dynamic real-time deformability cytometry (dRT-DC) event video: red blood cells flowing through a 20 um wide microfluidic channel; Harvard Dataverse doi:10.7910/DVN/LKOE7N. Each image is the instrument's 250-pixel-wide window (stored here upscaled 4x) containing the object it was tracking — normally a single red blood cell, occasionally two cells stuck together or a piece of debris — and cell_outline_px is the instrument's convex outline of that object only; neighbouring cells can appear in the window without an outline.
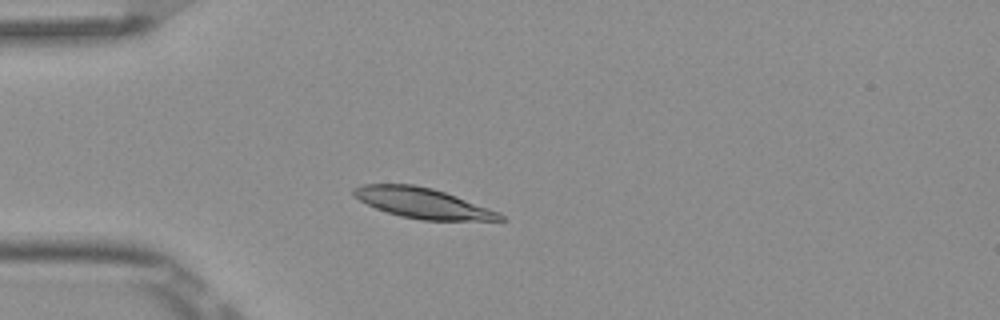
{"species": "Egyptian fruit bat (a non-hibernating species)", "species_latin": "Rousettus aegyptiacus", "temperature_condition": "room temperature", "stored_images_in_passage": 2, "camera_frame_rate_fps": 3000, "um_per_image_px": 0.085, "frame": {"image": 1, "passage_image": 2, "time_ms": 0.333, "image_size_px": [1000, 320], "cell_outline_px": [[504, 220], [424, 220], [400, 216], [376, 208], [352, 196], [352, 188], [360, 184], [412, 184], [432, 188], [456, 196], [500, 212], [504, 216]], "centroid_in_image_um": [35.89, 17.25], "position_along_channel_um": 49.1, "area_um2": 25.66}}